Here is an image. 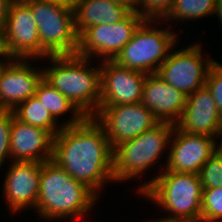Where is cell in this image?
<instances>
[{
	"label": "cell",
	"instance_id": "cell-1",
	"mask_svg": "<svg viewBox=\"0 0 222 222\" xmlns=\"http://www.w3.org/2000/svg\"><path fill=\"white\" fill-rule=\"evenodd\" d=\"M52 160L98 197L108 181L114 182L113 148L93 117L60 130L53 140Z\"/></svg>",
	"mask_w": 222,
	"mask_h": 222
},
{
	"label": "cell",
	"instance_id": "cell-2",
	"mask_svg": "<svg viewBox=\"0 0 222 222\" xmlns=\"http://www.w3.org/2000/svg\"><path fill=\"white\" fill-rule=\"evenodd\" d=\"M97 199L100 198L90 188L71 177L53 160L42 163L35 208L41 219L83 218L94 208Z\"/></svg>",
	"mask_w": 222,
	"mask_h": 222
},
{
	"label": "cell",
	"instance_id": "cell-3",
	"mask_svg": "<svg viewBox=\"0 0 222 222\" xmlns=\"http://www.w3.org/2000/svg\"><path fill=\"white\" fill-rule=\"evenodd\" d=\"M48 67H42L43 78L64 94L86 117H92L100 105V63L74 55H51ZM94 66V67H92Z\"/></svg>",
	"mask_w": 222,
	"mask_h": 222
},
{
	"label": "cell",
	"instance_id": "cell-4",
	"mask_svg": "<svg viewBox=\"0 0 222 222\" xmlns=\"http://www.w3.org/2000/svg\"><path fill=\"white\" fill-rule=\"evenodd\" d=\"M161 163L158 175L139 186L136 192L169 212L150 222H171L201 216L202 184L199 174L168 171ZM163 168V169H162ZM149 222V220H148Z\"/></svg>",
	"mask_w": 222,
	"mask_h": 222
},
{
	"label": "cell",
	"instance_id": "cell-5",
	"mask_svg": "<svg viewBox=\"0 0 222 222\" xmlns=\"http://www.w3.org/2000/svg\"><path fill=\"white\" fill-rule=\"evenodd\" d=\"M174 127L175 124L159 122L138 137L116 146L113 149L114 182L129 181L146 174L168 149Z\"/></svg>",
	"mask_w": 222,
	"mask_h": 222
},
{
	"label": "cell",
	"instance_id": "cell-6",
	"mask_svg": "<svg viewBox=\"0 0 222 222\" xmlns=\"http://www.w3.org/2000/svg\"><path fill=\"white\" fill-rule=\"evenodd\" d=\"M36 21L40 38V59L51 55H74L78 35L74 27L73 7L51 0H23Z\"/></svg>",
	"mask_w": 222,
	"mask_h": 222
},
{
	"label": "cell",
	"instance_id": "cell-7",
	"mask_svg": "<svg viewBox=\"0 0 222 222\" xmlns=\"http://www.w3.org/2000/svg\"><path fill=\"white\" fill-rule=\"evenodd\" d=\"M157 24V20H144L113 61L147 75L157 73L179 41L173 30Z\"/></svg>",
	"mask_w": 222,
	"mask_h": 222
},
{
	"label": "cell",
	"instance_id": "cell-8",
	"mask_svg": "<svg viewBox=\"0 0 222 222\" xmlns=\"http://www.w3.org/2000/svg\"><path fill=\"white\" fill-rule=\"evenodd\" d=\"M3 58L40 60V38L31 8L23 0H12L0 31Z\"/></svg>",
	"mask_w": 222,
	"mask_h": 222
},
{
	"label": "cell",
	"instance_id": "cell-9",
	"mask_svg": "<svg viewBox=\"0 0 222 222\" xmlns=\"http://www.w3.org/2000/svg\"><path fill=\"white\" fill-rule=\"evenodd\" d=\"M144 20L137 11H132L118 23L88 27L78 36L76 54L91 60L96 55L100 61L114 60Z\"/></svg>",
	"mask_w": 222,
	"mask_h": 222
},
{
	"label": "cell",
	"instance_id": "cell-10",
	"mask_svg": "<svg viewBox=\"0 0 222 222\" xmlns=\"http://www.w3.org/2000/svg\"><path fill=\"white\" fill-rule=\"evenodd\" d=\"M192 44L181 50H171L156 73L186 96L205 86L208 72L216 62L213 58L202 55L203 46L200 43Z\"/></svg>",
	"mask_w": 222,
	"mask_h": 222
},
{
	"label": "cell",
	"instance_id": "cell-11",
	"mask_svg": "<svg viewBox=\"0 0 222 222\" xmlns=\"http://www.w3.org/2000/svg\"><path fill=\"white\" fill-rule=\"evenodd\" d=\"M104 129L111 147L138 137L160 121L142 103L99 106L92 116Z\"/></svg>",
	"mask_w": 222,
	"mask_h": 222
},
{
	"label": "cell",
	"instance_id": "cell-12",
	"mask_svg": "<svg viewBox=\"0 0 222 222\" xmlns=\"http://www.w3.org/2000/svg\"><path fill=\"white\" fill-rule=\"evenodd\" d=\"M30 60L36 59L1 58L0 111L14 110L35 95L37 85L43 78V68H34Z\"/></svg>",
	"mask_w": 222,
	"mask_h": 222
},
{
	"label": "cell",
	"instance_id": "cell-13",
	"mask_svg": "<svg viewBox=\"0 0 222 222\" xmlns=\"http://www.w3.org/2000/svg\"><path fill=\"white\" fill-rule=\"evenodd\" d=\"M216 139L190 134L175 126L169 141L167 161L164 162L167 163L165 169L176 173L198 174L206 161L219 149Z\"/></svg>",
	"mask_w": 222,
	"mask_h": 222
},
{
	"label": "cell",
	"instance_id": "cell-14",
	"mask_svg": "<svg viewBox=\"0 0 222 222\" xmlns=\"http://www.w3.org/2000/svg\"><path fill=\"white\" fill-rule=\"evenodd\" d=\"M100 62L99 106L141 102L147 74L120 66L113 60Z\"/></svg>",
	"mask_w": 222,
	"mask_h": 222
},
{
	"label": "cell",
	"instance_id": "cell-15",
	"mask_svg": "<svg viewBox=\"0 0 222 222\" xmlns=\"http://www.w3.org/2000/svg\"><path fill=\"white\" fill-rule=\"evenodd\" d=\"M6 171L3 184L4 200L10 213H19L36 208L39 196V185L42 162L36 161H11Z\"/></svg>",
	"mask_w": 222,
	"mask_h": 222
},
{
	"label": "cell",
	"instance_id": "cell-16",
	"mask_svg": "<svg viewBox=\"0 0 222 222\" xmlns=\"http://www.w3.org/2000/svg\"><path fill=\"white\" fill-rule=\"evenodd\" d=\"M175 126L190 134L220 138L222 117L206 85L187 96L182 116Z\"/></svg>",
	"mask_w": 222,
	"mask_h": 222
},
{
	"label": "cell",
	"instance_id": "cell-17",
	"mask_svg": "<svg viewBox=\"0 0 222 222\" xmlns=\"http://www.w3.org/2000/svg\"><path fill=\"white\" fill-rule=\"evenodd\" d=\"M54 136L47 130L13 116L10 131L11 161L46 162L53 157Z\"/></svg>",
	"mask_w": 222,
	"mask_h": 222
},
{
	"label": "cell",
	"instance_id": "cell-18",
	"mask_svg": "<svg viewBox=\"0 0 222 222\" xmlns=\"http://www.w3.org/2000/svg\"><path fill=\"white\" fill-rule=\"evenodd\" d=\"M187 96L156 73L148 74L143 85L141 102L160 122L176 124L182 116Z\"/></svg>",
	"mask_w": 222,
	"mask_h": 222
},
{
	"label": "cell",
	"instance_id": "cell-19",
	"mask_svg": "<svg viewBox=\"0 0 222 222\" xmlns=\"http://www.w3.org/2000/svg\"><path fill=\"white\" fill-rule=\"evenodd\" d=\"M74 27L79 36L85 29L102 23H118L132 11L111 0H78L73 5Z\"/></svg>",
	"mask_w": 222,
	"mask_h": 222
},
{
	"label": "cell",
	"instance_id": "cell-20",
	"mask_svg": "<svg viewBox=\"0 0 222 222\" xmlns=\"http://www.w3.org/2000/svg\"><path fill=\"white\" fill-rule=\"evenodd\" d=\"M35 96L57 122L60 116H64L71 111L69 114L71 113L70 115H72V118L65 122L62 121L63 127L80 124L86 118L64 94L50 85L44 78L38 83Z\"/></svg>",
	"mask_w": 222,
	"mask_h": 222
},
{
	"label": "cell",
	"instance_id": "cell-21",
	"mask_svg": "<svg viewBox=\"0 0 222 222\" xmlns=\"http://www.w3.org/2000/svg\"><path fill=\"white\" fill-rule=\"evenodd\" d=\"M13 112L14 116L21 122L43 128L54 137L63 128L62 124H58L35 95L20 103Z\"/></svg>",
	"mask_w": 222,
	"mask_h": 222
},
{
	"label": "cell",
	"instance_id": "cell-22",
	"mask_svg": "<svg viewBox=\"0 0 222 222\" xmlns=\"http://www.w3.org/2000/svg\"><path fill=\"white\" fill-rule=\"evenodd\" d=\"M215 10V0H174L173 6L168 15L160 22H183L186 20H196L213 15ZM168 20V21H167ZM178 20V21H177Z\"/></svg>",
	"mask_w": 222,
	"mask_h": 222
},
{
	"label": "cell",
	"instance_id": "cell-23",
	"mask_svg": "<svg viewBox=\"0 0 222 222\" xmlns=\"http://www.w3.org/2000/svg\"><path fill=\"white\" fill-rule=\"evenodd\" d=\"M203 189L222 186V151L218 149L198 173Z\"/></svg>",
	"mask_w": 222,
	"mask_h": 222
},
{
	"label": "cell",
	"instance_id": "cell-24",
	"mask_svg": "<svg viewBox=\"0 0 222 222\" xmlns=\"http://www.w3.org/2000/svg\"><path fill=\"white\" fill-rule=\"evenodd\" d=\"M201 216L211 222L222 221V186L202 190Z\"/></svg>",
	"mask_w": 222,
	"mask_h": 222
},
{
	"label": "cell",
	"instance_id": "cell-25",
	"mask_svg": "<svg viewBox=\"0 0 222 222\" xmlns=\"http://www.w3.org/2000/svg\"><path fill=\"white\" fill-rule=\"evenodd\" d=\"M174 0H136V11L145 20H163L170 12Z\"/></svg>",
	"mask_w": 222,
	"mask_h": 222
},
{
	"label": "cell",
	"instance_id": "cell-26",
	"mask_svg": "<svg viewBox=\"0 0 222 222\" xmlns=\"http://www.w3.org/2000/svg\"><path fill=\"white\" fill-rule=\"evenodd\" d=\"M14 112L13 110L0 111V168L4 162H11L10 155V131L12 126Z\"/></svg>",
	"mask_w": 222,
	"mask_h": 222
},
{
	"label": "cell",
	"instance_id": "cell-27",
	"mask_svg": "<svg viewBox=\"0 0 222 222\" xmlns=\"http://www.w3.org/2000/svg\"><path fill=\"white\" fill-rule=\"evenodd\" d=\"M205 85L212 93L222 117V64L218 61L211 66Z\"/></svg>",
	"mask_w": 222,
	"mask_h": 222
},
{
	"label": "cell",
	"instance_id": "cell-28",
	"mask_svg": "<svg viewBox=\"0 0 222 222\" xmlns=\"http://www.w3.org/2000/svg\"><path fill=\"white\" fill-rule=\"evenodd\" d=\"M12 0H0V31L3 29Z\"/></svg>",
	"mask_w": 222,
	"mask_h": 222
},
{
	"label": "cell",
	"instance_id": "cell-29",
	"mask_svg": "<svg viewBox=\"0 0 222 222\" xmlns=\"http://www.w3.org/2000/svg\"><path fill=\"white\" fill-rule=\"evenodd\" d=\"M118 4L128 7L131 11H136V0H111Z\"/></svg>",
	"mask_w": 222,
	"mask_h": 222
},
{
	"label": "cell",
	"instance_id": "cell-30",
	"mask_svg": "<svg viewBox=\"0 0 222 222\" xmlns=\"http://www.w3.org/2000/svg\"><path fill=\"white\" fill-rule=\"evenodd\" d=\"M214 13L217 15V19L222 26V0H215V10Z\"/></svg>",
	"mask_w": 222,
	"mask_h": 222
},
{
	"label": "cell",
	"instance_id": "cell-31",
	"mask_svg": "<svg viewBox=\"0 0 222 222\" xmlns=\"http://www.w3.org/2000/svg\"><path fill=\"white\" fill-rule=\"evenodd\" d=\"M171 222H211V221L207 220L202 216H199L195 218L177 219Z\"/></svg>",
	"mask_w": 222,
	"mask_h": 222
},
{
	"label": "cell",
	"instance_id": "cell-32",
	"mask_svg": "<svg viewBox=\"0 0 222 222\" xmlns=\"http://www.w3.org/2000/svg\"><path fill=\"white\" fill-rule=\"evenodd\" d=\"M51 1H57L60 3H64L66 5H69L71 7H73V5L78 1V0H51Z\"/></svg>",
	"mask_w": 222,
	"mask_h": 222
},
{
	"label": "cell",
	"instance_id": "cell-33",
	"mask_svg": "<svg viewBox=\"0 0 222 222\" xmlns=\"http://www.w3.org/2000/svg\"><path fill=\"white\" fill-rule=\"evenodd\" d=\"M220 137H221V140H222V131H221ZM218 147L222 151V141L220 142V144L218 143Z\"/></svg>",
	"mask_w": 222,
	"mask_h": 222
}]
</instances>
